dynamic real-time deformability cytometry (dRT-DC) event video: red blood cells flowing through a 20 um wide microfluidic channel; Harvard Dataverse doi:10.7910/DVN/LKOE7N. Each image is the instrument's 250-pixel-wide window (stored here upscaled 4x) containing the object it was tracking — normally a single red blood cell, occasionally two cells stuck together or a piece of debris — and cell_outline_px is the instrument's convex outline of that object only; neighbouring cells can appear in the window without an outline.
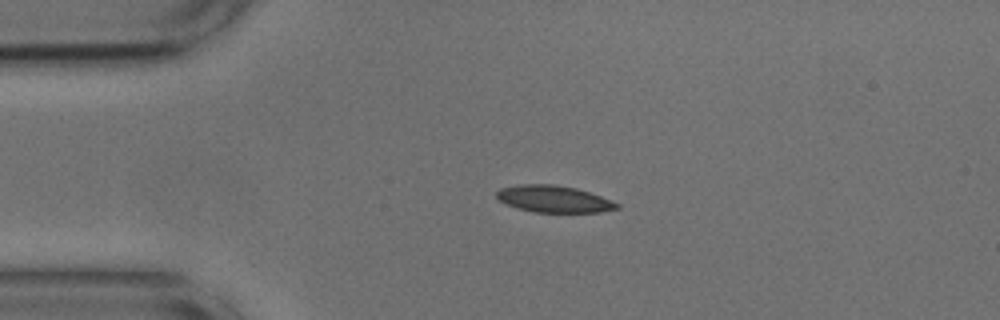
{"species": "common noctule bat (a hibernating species)", "species_latin": "Nyctalus noctula", "temperature_condition": "cold", "stored_images_in_passage": 8, "camera_frame_rate_fps": 3000, "um_per_image_px": 0.085, "animal": {"sex": "male", "body_mass_g": 17.9, "forearm_length_mm": 54.2}, "frame": {"image": 1, "passage_image": 1, "time_ms": 0.0, "image_size_px": [1000, 320], "cell_outline_px": [[620, 208], [600, 212], [536, 212], [520, 208], [508, 204], [500, 200], [496, 196], [496, 192], [500, 188], [520, 184], [552, 184], [576, 188], [600, 196], [620, 204]], "centroid_in_image_um": [47.09, 16.91], "position_along_channel_um": 37.9, "area_um2": 18.55}}